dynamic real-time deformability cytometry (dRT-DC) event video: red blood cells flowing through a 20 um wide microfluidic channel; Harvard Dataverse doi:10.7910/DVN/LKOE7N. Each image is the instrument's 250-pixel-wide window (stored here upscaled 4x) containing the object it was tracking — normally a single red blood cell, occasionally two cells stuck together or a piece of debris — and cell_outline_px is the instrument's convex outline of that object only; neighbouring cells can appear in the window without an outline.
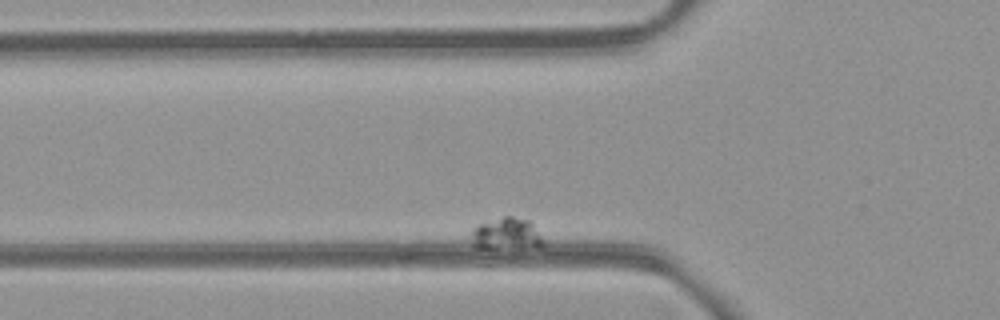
{"species": "common noctule bat (a hibernating species)", "species_latin": "Nyctalus noctula", "temperature_condition": "room temperature", "stored_images_in_passage": 6, "camera_frame_rate_fps": 3000, "um_per_image_px": 0.085, "animal": {"sex": "female", "body_mass_g": 21.9}, "frame": {"image": 1, "passage_image": 3, "time_ms": 2.333, "image_size_px": [1000, 320], "cell_outline_px": [[544, 248], [476, 248], [472, 244], [472, 228], [480, 224], [504, 216], [512, 216], [528, 220], [532, 224], [544, 240]], "centroid_in_image_um": [43.08, 19.91], "position_along_channel_um": 82.7, "area_um2": 13.53}}
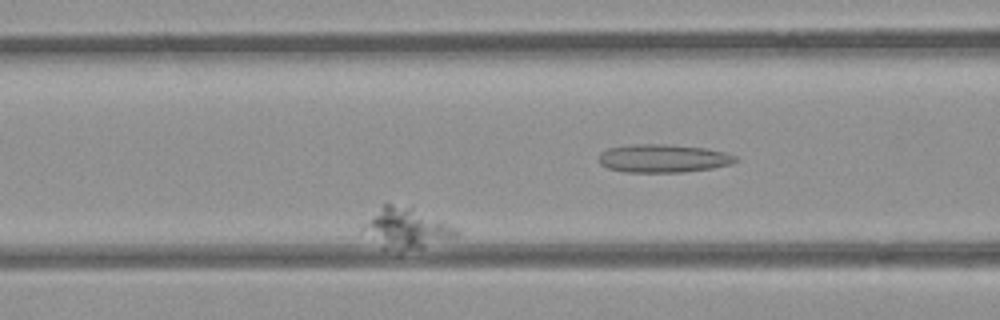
{"frame": {"image": 2, "passage_image": 6, "time_ms": 5.667, "image_size_px": [1000, 320], "cell_outline_px": [[460, 232], [456, 236], [420, 248], [384, 248], [360, 232], [360, 228], [384, 204], [392, 204], [412, 208], [440, 220], [456, 228]], "centroid_in_image_um": [34.49, 19.39], "position_along_channel_um": 132.1, "area_um2": 20.98}}